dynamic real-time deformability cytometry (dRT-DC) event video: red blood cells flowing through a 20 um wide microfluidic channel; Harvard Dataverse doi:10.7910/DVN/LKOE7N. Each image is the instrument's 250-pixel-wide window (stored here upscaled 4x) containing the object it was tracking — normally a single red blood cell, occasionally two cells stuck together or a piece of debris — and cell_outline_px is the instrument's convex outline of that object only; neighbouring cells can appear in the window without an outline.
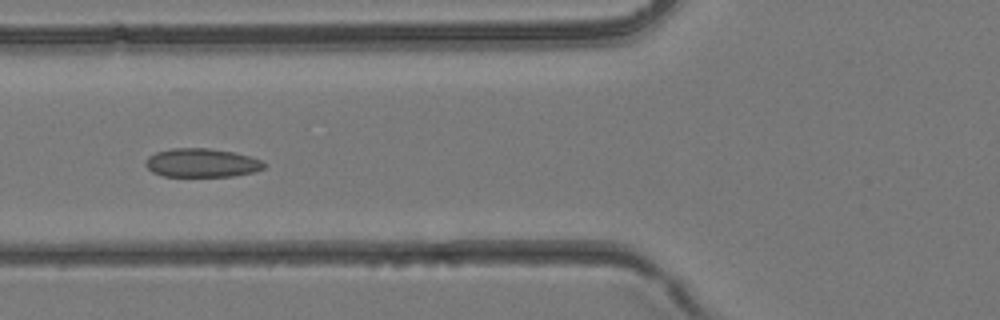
{"species": "common noctule bat (a hibernating species)", "species_latin": "Nyctalus noctula", "temperature_condition": "room temperature", "stored_images_in_passage": 3, "camera_frame_rate_fps": 3000, "um_per_image_px": 0.085, "animal": {"sex": "female", "body_mass_g": 24.6, "forearm_length_mm": 56.2}, "frame": {"image": 1, "passage_image": 3, "time_ms": 0.667, "image_size_px": [1000, 320], "cell_outline_px": [[264, 168], [252, 172], [232, 176], [164, 176], [152, 172], [144, 164], [144, 160], [148, 156], [156, 152], [172, 148], [208, 148], [236, 152], [260, 160], [264, 164]], "centroid_in_image_um": [17.09, 13.83], "position_along_channel_um": 108.7, "area_um2": 19.77}}